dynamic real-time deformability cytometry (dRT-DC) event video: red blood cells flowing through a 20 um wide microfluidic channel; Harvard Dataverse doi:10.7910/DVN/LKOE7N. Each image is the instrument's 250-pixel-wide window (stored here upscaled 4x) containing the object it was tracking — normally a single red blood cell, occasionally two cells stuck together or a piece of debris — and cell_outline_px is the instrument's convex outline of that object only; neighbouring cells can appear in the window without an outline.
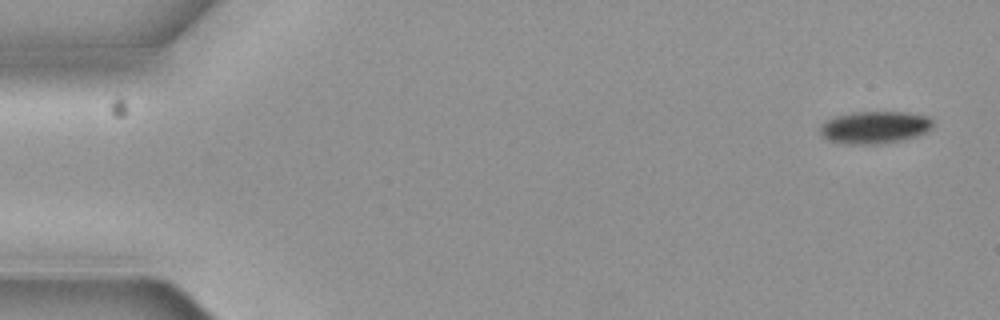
{"species": "common noctule bat (a hibernating species)", "species_latin": "Nyctalus noctula", "temperature_condition": "cold", "stored_images_in_passage": 10, "camera_frame_rate_fps": 3000, "um_per_image_px": 0.085, "animal": {"sex": "female", "body_mass_g": 19.3, "forearm_length_mm": 54.1}, "frame": {"image": 1, "passage_image": 1, "time_ms": 0.0, "image_size_px": [1000, 320], "cell_outline_px": [[932, 128], [928, 132], [904, 140], [880, 144], [848, 144], [828, 140], [820, 136], [820, 124], [836, 116], [856, 112], [904, 112], [928, 116], [932, 120]], "centroid_in_image_um": [74.36, 10.84], "position_along_channel_um": 10.6, "area_um2": 21.39}}